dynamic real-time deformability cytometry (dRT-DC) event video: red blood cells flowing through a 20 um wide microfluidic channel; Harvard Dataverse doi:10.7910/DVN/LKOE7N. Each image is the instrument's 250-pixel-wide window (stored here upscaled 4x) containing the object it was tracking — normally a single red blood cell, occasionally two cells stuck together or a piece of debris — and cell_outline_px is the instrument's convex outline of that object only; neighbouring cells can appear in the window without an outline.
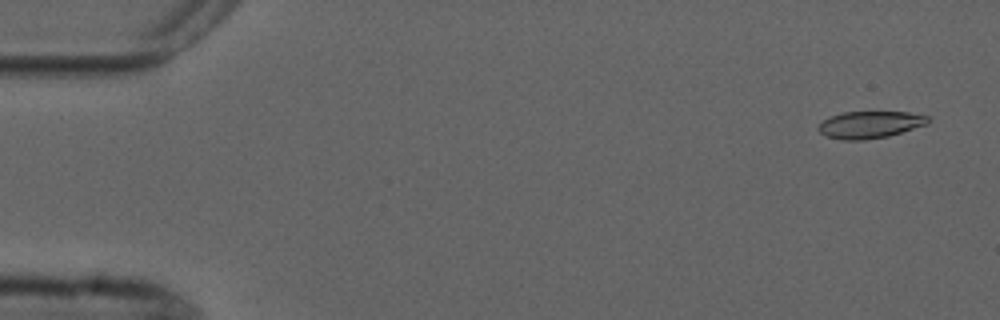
{"species": "common noctule bat (a hibernating species)", "species_latin": "Nyctalus noctula", "temperature_condition": "cold", "stored_images_in_passage": 5, "camera_frame_rate_fps": 3000, "um_per_image_px": 0.085, "animal": {"sex": "male", "forearm_length_mm": 52.5}, "frame": {"image": 1, "passage_image": 1, "time_ms": 0.0, "image_size_px": [1000, 320], "cell_outline_px": [[928, 124], [888, 136], [864, 140], [840, 140], [824, 136], [816, 128], [824, 120], [832, 116], [844, 112], [908, 112], [928, 116]], "centroid_in_image_um": [73.92, 10.61], "position_along_channel_um": 11.1, "area_um2": 17.22}}
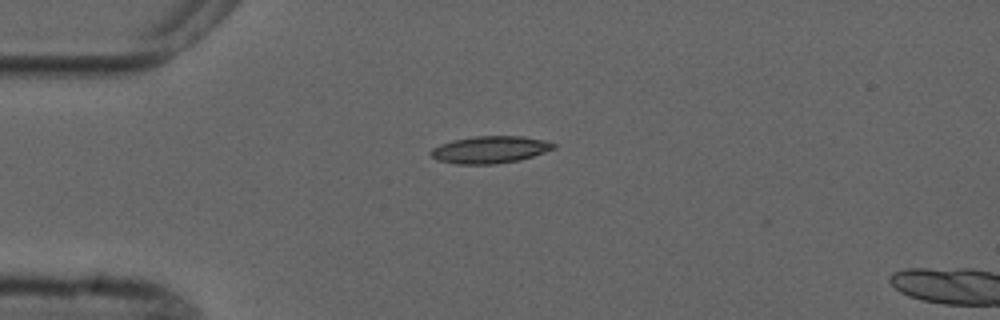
{"frame": {"image": 2, "passage_image": 4, "time_ms": 3.667, "image_size_px": [1000, 320], "cell_outline_px": [[556, 148], [520, 160], [496, 164], [456, 164], [436, 160], [428, 152], [432, 148], [440, 144], [452, 140], [476, 136], [524, 136], [544, 140], [556, 144]], "centroid_in_image_um": [41.63, 12.72], "position_along_channel_um": 43.4, "area_um2": 19.54}}